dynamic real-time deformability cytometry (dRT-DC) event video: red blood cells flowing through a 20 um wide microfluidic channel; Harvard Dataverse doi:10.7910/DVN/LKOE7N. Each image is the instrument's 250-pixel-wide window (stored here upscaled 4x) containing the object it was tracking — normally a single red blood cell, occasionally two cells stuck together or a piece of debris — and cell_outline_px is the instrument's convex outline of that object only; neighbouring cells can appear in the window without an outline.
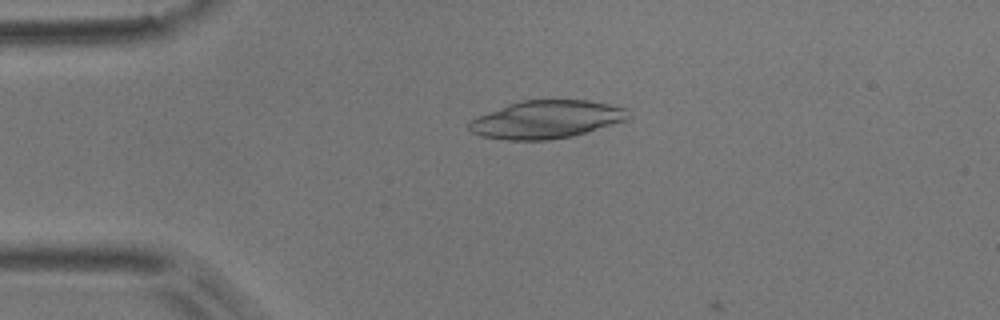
{"species": "common noctule bat (a hibernating species)", "species_latin": "Nyctalus noctula", "temperature_condition": "room temperature", "stored_images_in_passage": 3, "camera_frame_rate_fps": 3000, "um_per_image_px": 0.085, "animal": {"sex": "male", "body_mass_g": 17.9}, "frame": {"image": 1, "passage_image": 2, "time_ms": 0.333, "image_size_px": [1000, 320], "cell_outline_px": [[632, 116], [628, 120], [572, 136], [548, 140], [508, 140], [480, 136], [472, 132], [468, 128], [468, 120], [508, 104], [520, 100], [588, 100], [628, 108]], "centroid_in_image_um": [46.46, 10.15], "position_along_channel_um": 38.5, "area_um2": 35.37}}